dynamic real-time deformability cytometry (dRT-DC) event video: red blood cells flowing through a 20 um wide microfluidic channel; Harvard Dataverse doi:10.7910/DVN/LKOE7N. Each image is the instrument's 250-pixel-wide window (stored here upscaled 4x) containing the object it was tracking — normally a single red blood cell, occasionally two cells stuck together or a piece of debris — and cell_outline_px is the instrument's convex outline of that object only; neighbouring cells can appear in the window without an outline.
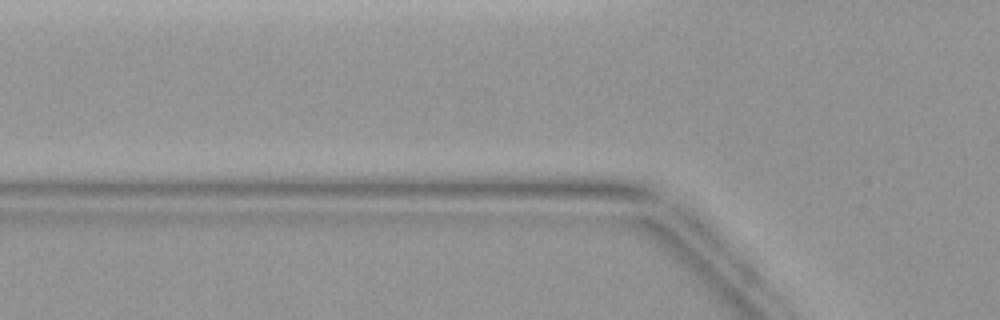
{"species": "common noctule bat (a hibernating species)", "species_latin": "Nyctalus noctula", "temperature_condition": "warm", "stored_images_in_passage": 3, "segment_of_instrument_passage": [1, 2], "camera_frame_rate_fps": 3000, "um_per_image_px": 0.085, "animal": {"sex": "female", "body_mass_g": 19.9}, "frame": {"image": 1, "passage_image": 2, "time_ms": 0.333, "image_size_px": [1000, 320], "cell_outline_px": [[708, 268], [508, 220], [500, 216], [616, 216], [656, 220], [664, 224], [700, 256], [708, 264]], "centroid_in_image_um": [52.71, 19.91], "position_along_channel_um": 73.1, "area_um2": 30.87}}